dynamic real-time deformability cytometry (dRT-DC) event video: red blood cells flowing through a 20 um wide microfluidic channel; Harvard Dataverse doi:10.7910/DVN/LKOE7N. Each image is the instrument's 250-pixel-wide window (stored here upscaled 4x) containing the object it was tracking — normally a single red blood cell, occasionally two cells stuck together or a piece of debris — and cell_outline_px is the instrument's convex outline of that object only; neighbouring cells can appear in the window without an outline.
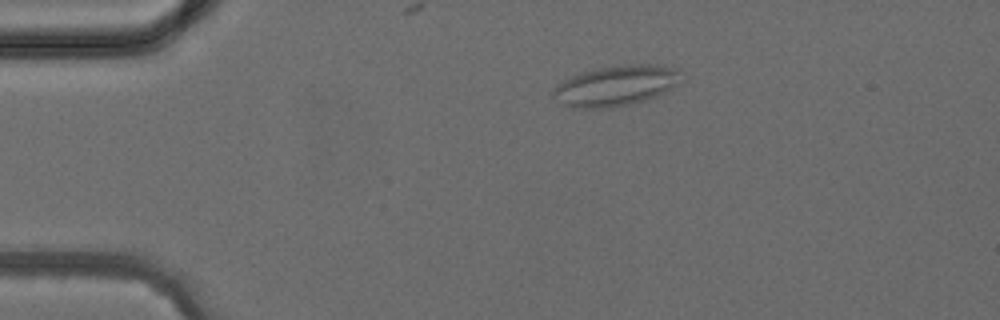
{"species": "common noctule bat (a hibernating species)", "species_latin": "Nyctalus noctula", "temperature_condition": "cold", "stored_images_in_passage": 4, "camera_frame_rate_fps": 3000, "um_per_image_px": 0.085, "animal": {"sex": "female", "body_mass_g": 24.6, "forearm_length_mm": 56.2}, "frame": {"image": 1, "passage_image": 3, "time_ms": 2.333, "image_size_px": [1000, 320], "cell_outline_px": [[676, 84], [664, 92], [656, 96], [644, 100], [612, 108], [572, 108], [564, 104], [552, 96], [552, 92], [556, 84], [580, 72], [600, 68], [628, 64], [648, 64], [676, 68]], "centroid_in_image_um": [52.25, 7.3], "position_along_channel_um": 32.8, "area_um2": 29.48}}